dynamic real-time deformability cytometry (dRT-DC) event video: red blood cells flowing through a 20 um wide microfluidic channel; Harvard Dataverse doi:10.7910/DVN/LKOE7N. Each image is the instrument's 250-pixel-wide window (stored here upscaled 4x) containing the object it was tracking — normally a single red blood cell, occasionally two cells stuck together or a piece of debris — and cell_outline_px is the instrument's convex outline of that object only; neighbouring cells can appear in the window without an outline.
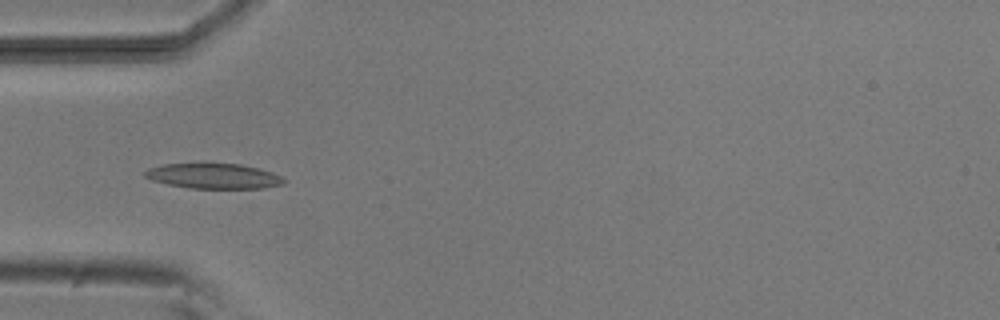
{"species": "common noctule bat (a hibernating species)", "species_latin": "Nyctalus noctula", "temperature_condition": "room temperature", "stored_images_in_passage": 7, "camera_frame_rate_fps": 3000, "um_per_image_px": 0.085, "animal": {"sex": "male", "body_mass_g": 20.5, "forearm_length_mm": 52.5}, "frame": {"image": 1, "passage_image": 5, "time_ms": 4.333, "image_size_px": [1000, 320], "cell_outline_px": [[284, 184], [264, 188], [188, 188], [168, 184], [152, 180], [144, 176], [144, 172], [148, 168], [164, 164], [204, 160], [240, 164], [260, 168], [272, 172], [280, 176], [284, 180]], "centroid_in_image_um": [18.11, 14.91], "position_along_channel_um": 66.9, "area_um2": 21.33}}
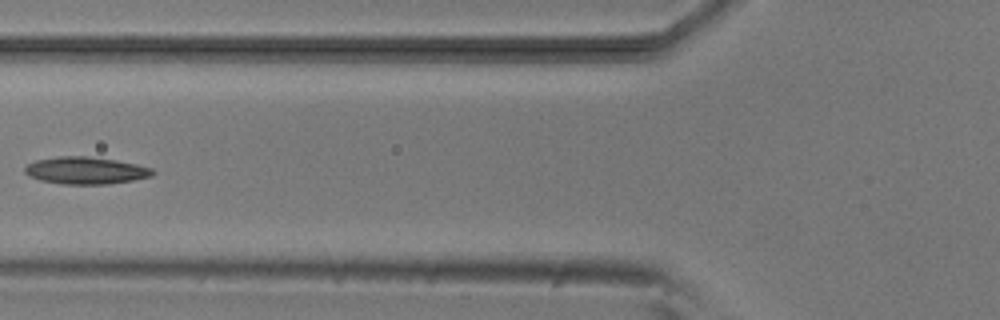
{"frame": {"image": 2, "passage_image": 6, "time_ms": 5.667, "image_size_px": [1000, 320], "cell_outline_px": [[156, 172], [152, 176], [132, 180], [108, 184], [64, 184], [40, 180], [28, 176], [24, 172], [24, 168], [28, 164], [36, 160], [60, 156], [88, 156], [116, 160], [136, 164], [152, 168]], "centroid_in_image_um": [7.28, 14.49], "position_along_channel_um": 118.5, "area_um2": 20.23}}
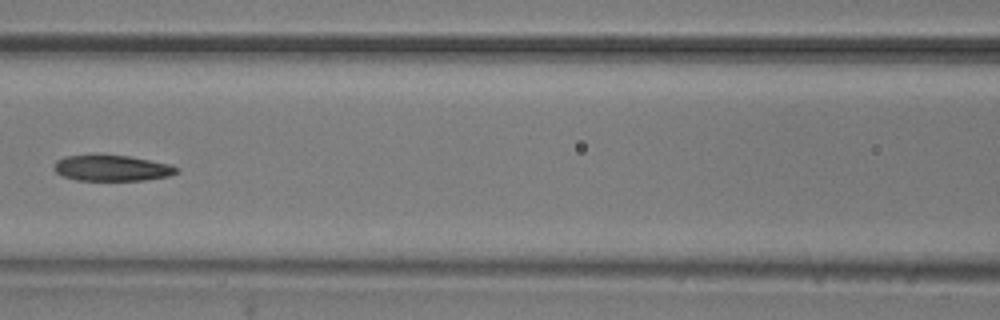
{"frame": {"image": 3, "passage_image": 7, "time_ms": 6.667, "image_size_px": [1000, 320], "cell_outline_px": [[180, 168], [176, 172], [168, 176], [144, 180], [76, 180], [60, 176], [52, 168], [56, 160], [64, 156], [128, 156], [168, 164]], "centroid_in_image_um": [9.45, 14.3], "position_along_channel_um": 157.1, "area_um2": 18.15}}